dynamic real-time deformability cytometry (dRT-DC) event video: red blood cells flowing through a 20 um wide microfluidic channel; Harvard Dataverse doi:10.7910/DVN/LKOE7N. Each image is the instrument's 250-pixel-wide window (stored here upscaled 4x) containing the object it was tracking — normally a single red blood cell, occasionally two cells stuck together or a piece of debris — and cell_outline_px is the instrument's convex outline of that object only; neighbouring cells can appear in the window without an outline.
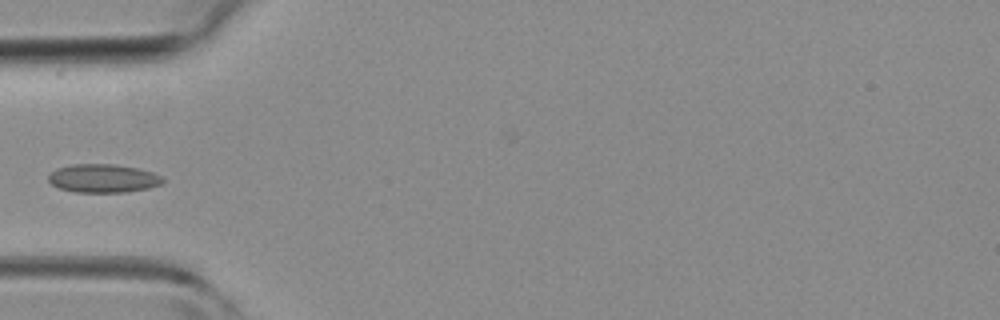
{"species": "common noctule bat (a hibernating species)", "species_latin": "Nyctalus noctula", "temperature_condition": "room temperature", "stored_images_in_passage": 4, "camera_frame_rate_fps": 3000, "um_per_image_px": 0.085, "animal": {"sex": "female", "body_mass_g": 19.3, "forearm_length_mm": 54.1}, "frame": {"image": 1, "passage_image": 4, "time_ms": 3.667, "image_size_px": [1000, 320], "cell_outline_px": [[164, 184], [148, 188], [128, 192], [76, 192], [60, 188], [52, 184], [48, 180], [48, 176], [56, 168], [72, 164], [112, 164], [140, 168], [152, 172], [160, 176], [164, 180]], "centroid_in_image_um": [8.79, 15.16], "position_along_channel_um": 76.2, "area_um2": 19.02}}